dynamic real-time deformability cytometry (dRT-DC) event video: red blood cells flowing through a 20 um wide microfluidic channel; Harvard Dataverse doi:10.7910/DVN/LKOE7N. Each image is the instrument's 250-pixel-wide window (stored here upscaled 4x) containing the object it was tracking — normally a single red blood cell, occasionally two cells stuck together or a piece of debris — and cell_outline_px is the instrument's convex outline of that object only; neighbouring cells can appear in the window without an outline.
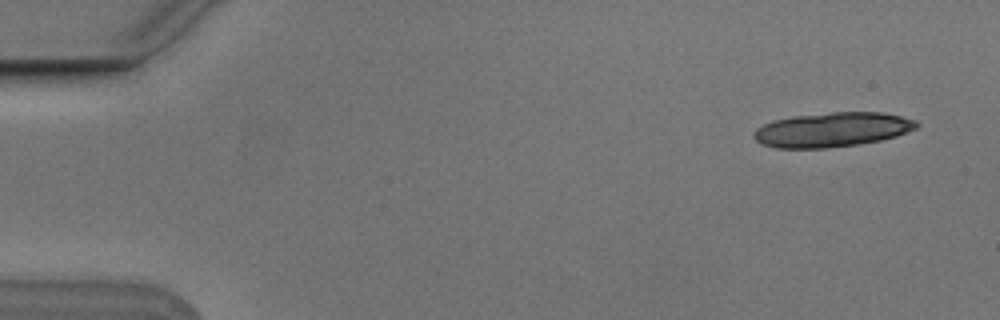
{"species": "Egyptian fruit bat (a non-hibernating species)", "species_latin": "Rousettus aegyptiacus", "temperature_condition": "cold", "stored_images_in_passage": 8, "camera_frame_rate_fps": 3000, "um_per_image_px": 0.085, "animal": {"sex": "male"}, "frame": {"image": 1, "passage_image": 1, "time_ms": 0.0, "image_size_px": [1000, 320], "cell_outline_px": [[920, 124], [916, 128], [896, 136], [880, 140], [856, 144], [828, 148], [776, 148], [760, 144], [752, 136], [752, 132], [756, 128], [772, 120], [792, 116], [832, 112], [884, 112], [916, 120]], "centroid_in_image_um": [70.7, 11.02], "position_along_channel_um": 14.3, "area_um2": 32.89}}
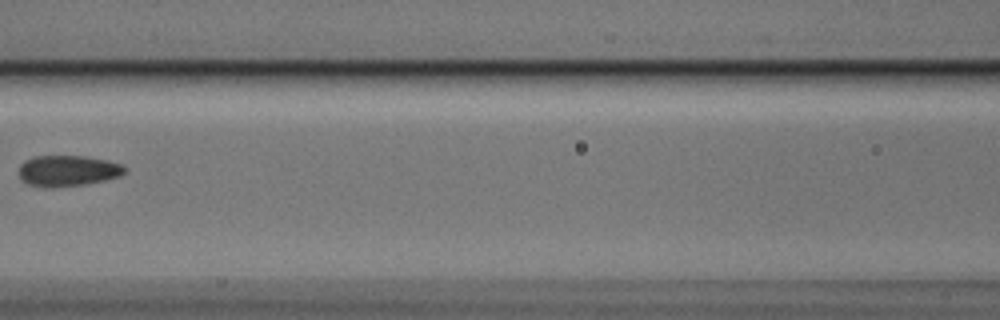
{"frame": {"image": 2, "passage_image": 7, "time_ms": 2.0, "image_size_px": [1000, 320], "cell_outline_px": [[128, 168], [120, 176], [104, 180], [84, 184], [52, 188], [44, 188], [28, 184], [20, 180], [20, 164], [24, 160], [32, 156], [84, 156], [108, 160], [120, 164]], "centroid_in_image_um": [5.73, 14.52], "position_along_channel_um": 160.9, "area_um2": 19.25}}
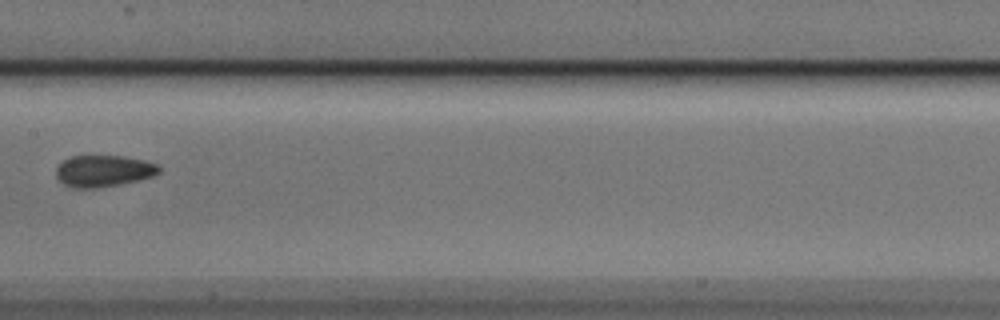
{"frame": {"image": 3, "passage_image": 8, "time_ms": 2.333, "image_size_px": [1000, 320], "cell_outline_px": [[160, 172], [152, 176], [120, 184], [96, 188], [72, 188], [64, 184], [56, 176], [56, 168], [64, 160], [72, 156], [124, 156], [144, 160], [156, 164], [160, 168]], "centroid_in_image_um": [8.78, 14.53], "position_along_channel_um": 198.6, "area_um2": 18.79}}